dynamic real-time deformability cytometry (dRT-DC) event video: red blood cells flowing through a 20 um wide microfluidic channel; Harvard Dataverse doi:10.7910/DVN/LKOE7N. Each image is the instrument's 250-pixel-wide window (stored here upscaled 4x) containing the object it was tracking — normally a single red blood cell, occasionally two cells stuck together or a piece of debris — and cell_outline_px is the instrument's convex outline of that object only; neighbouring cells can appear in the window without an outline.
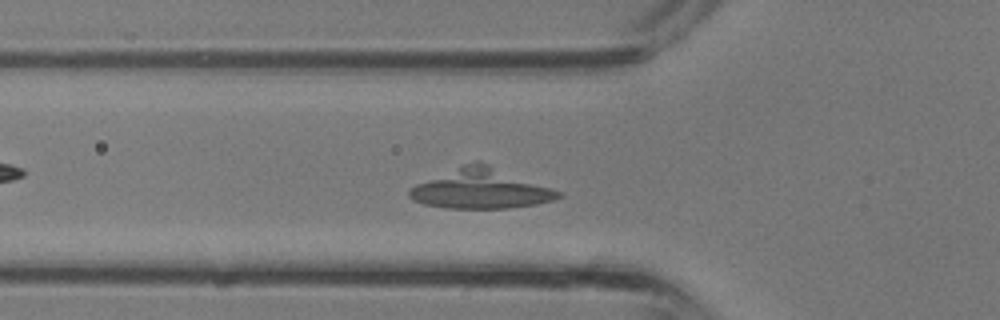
{"species": "common noctule bat (a hibernating species)", "species_latin": "Nyctalus noctula", "temperature_condition": "room temperature", "stored_images_in_passage": 36, "camera_frame_rate_fps": 3000, "um_per_image_px": 0.085, "animal": {"sex": "male", "body_mass_g": 13.3}, "frame": {"image": 1, "passage_image": 12, "time_ms": 3.667, "image_size_px": [1000, 320], "cell_outline_px": [[564, 196], [552, 200], [536, 204], [508, 208], [444, 208], [424, 204], [412, 200], [408, 196], [408, 192], [416, 184], [464, 164], [476, 160], [480, 160], [564, 192]], "centroid_in_image_um": [40.92, 16.04], "position_along_channel_um": 84.9, "area_um2": 34.68}}
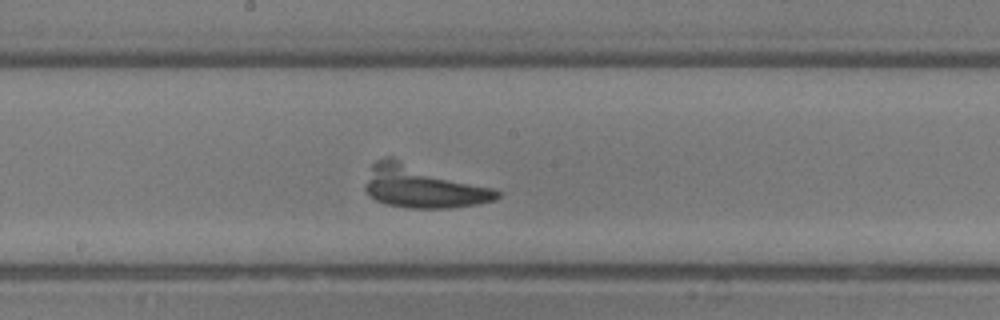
{"frame": {"image": 2, "passage_image": 19, "time_ms": 6.0, "image_size_px": [1000, 320], "cell_outline_px": [[500, 196], [496, 200], [476, 204], [448, 208], [408, 208], [384, 204], [368, 196], [364, 188], [364, 184], [372, 164], [376, 160], [384, 156], [392, 156], [492, 188], [500, 192]], "centroid_in_image_um": [35.86, 15.85], "position_along_channel_um": 212.3, "area_um2": 32.95}}
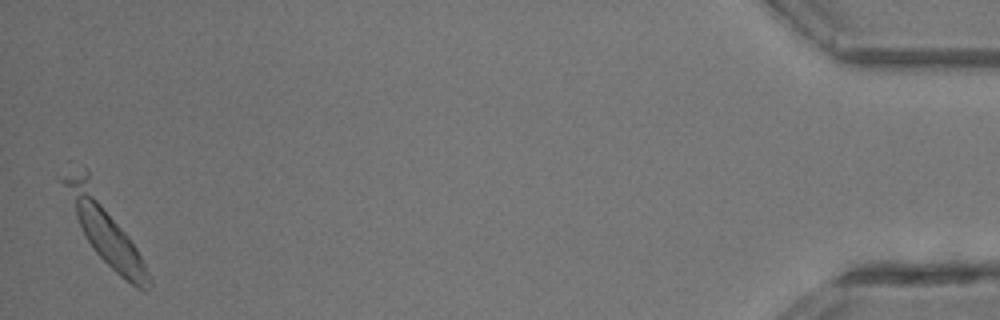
{"frame": {"image": 3, "passage_image": 36, "time_ms": 11.667, "image_size_px": [1000, 320], "cell_outline_px": [[152, 284], [148, 292], [136, 288], [120, 276], [96, 252], [84, 236], [56, 176], [88, 172], [136, 248], [152, 280]], "centroid_in_image_um": [8.86, 19.49], "position_along_channel_um": 426.3, "area_um2": 31.1}}